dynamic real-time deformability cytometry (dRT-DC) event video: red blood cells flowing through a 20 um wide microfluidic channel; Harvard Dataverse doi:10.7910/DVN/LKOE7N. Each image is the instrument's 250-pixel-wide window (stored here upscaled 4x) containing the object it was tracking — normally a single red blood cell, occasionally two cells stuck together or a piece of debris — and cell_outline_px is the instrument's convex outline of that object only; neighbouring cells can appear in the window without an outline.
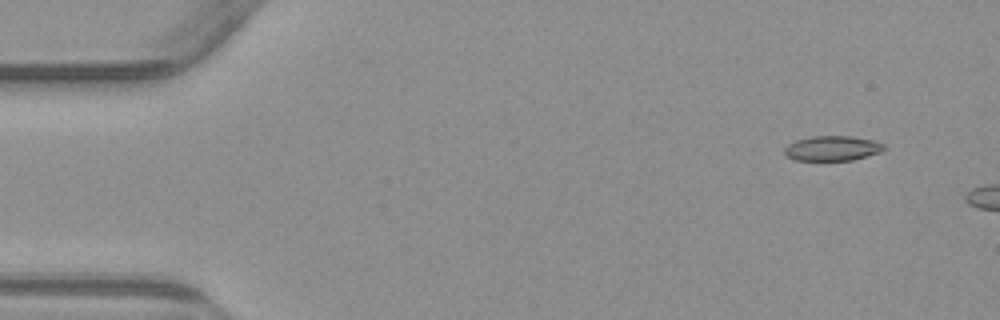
{"species": "common noctule bat (a hibernating species)", "species_latin": "Nyctalus noctula", "temperature_condition": "warm", "stored_images_in_passage": 3, "camera_frame_rate_fps": 3000, "um_per_image_px": 0.085, "animal": {"sex": "male", "body_mass_g": 23.1, "forearm_length_mm": 52.7}, "frame": {"image": 1, "passage_image": 2, "time_ms": 1.0, "image_size_px": [1000, 320], "cell_outline_px": [[884, 148], [880, 152], [852, 160], [796, 160], [784, 156], [784, 148], [788, 144], [796, 140], [812, 136], [852, 136], [872, 140], [884, 144]], "centroid_in_image_um": [70.7, 12.6], "position_along_channel_um": 14.3, "area_um2": 14.39}}